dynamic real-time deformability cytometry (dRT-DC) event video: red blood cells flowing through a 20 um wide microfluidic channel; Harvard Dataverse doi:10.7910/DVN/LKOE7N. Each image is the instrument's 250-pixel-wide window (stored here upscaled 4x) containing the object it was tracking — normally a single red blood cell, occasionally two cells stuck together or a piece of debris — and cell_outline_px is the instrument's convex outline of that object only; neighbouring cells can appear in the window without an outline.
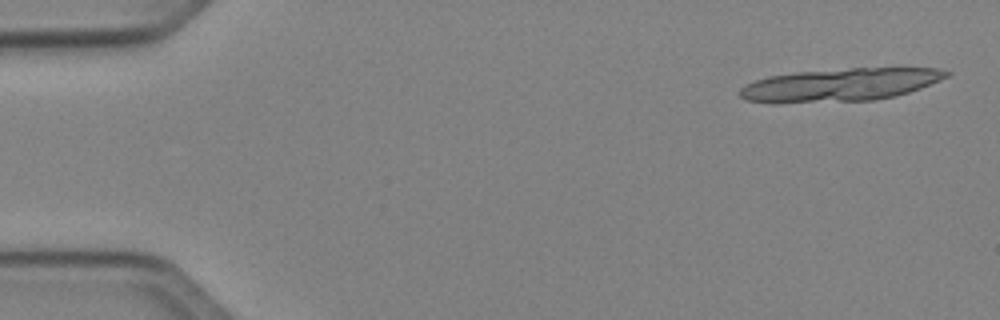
{"species": "Egyptian fruit bat (a non-hibernating species)", "species_latin": "Rousettus aegyptiacus", "temperature_condition": "cold", "stored_images_in_passage": 29, "camera_frame_rate_fps": 3000, "um_per_image_px": 0.085, "animal": {"sex": "female"}, "frame": {"image": 1, "passage_image": 2, "time_ms": 0.333, "image_size_px": [1000, 320], "cell_outline_px": [[952, 72], [948, 76], [920, 88], [896, 96], [872, 100], [748, 100], [740, 96], [740, 88], [756, 80], [768, 76], [796, 72], [852, 68], [936, 68]], "centroid_in_image_um": [71.55, 7.15], "position_along_channel_um": 13.4, "area_um2": 37.8}}